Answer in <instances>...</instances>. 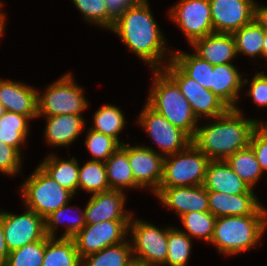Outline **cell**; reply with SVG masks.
Returning <instances> with one entry per match:
<instances>
[{"mask_svg":"<svg viewBox=\"0 0 267 266\" xmlns=\"http://www.w3.org/2000/svg\"><path fill=\"white\" fill-rule=\"evenodd\" d=\"M149 6L148 0L134 3L115 19L110 30L118 34L127 48L151 69H163L166 66L162 62L167 56L166 39Z\"/></svg>","mask_w":267,"mask_h":266,"instance_id":"6da1fadb","label":"cell"},{"mask_svg":"<svg viewBox=\"0 0 267 266\" xmlns=\"http://www.w3.org/2000/svg\"><path fill=\"white\" fill-rule=\"evenodd\" d=\"M243 112L236 107L214 118V122L196 128L192 143L209 160H227L238 150L247 147L259 120L243 118Z\"/></svg>","mask_w":267,"mask_h":266,"instance_id":"7a4b0ae2","label":"cell"},{"mask_svg":"<svg viewBox=\"0 0 267 266\" xmlns=\"http://www.w3.org/2000/svg\"><path fill=\"white\" fill-rule=\"evenodd\" d=\"M154 83L147 104L165 117L172 125L194 137L198 119L177 84L162 70H152Z\"/></svg>","mask_w":267,"mask_h":266,"instance_id":"3957f363","label":"cell"},{"mask_svg":"<svg viewBox=\"0 0 267 266\" xmlns=\"http://www.w3.org/2000/svg\"><path fill=\"white\" fill-rule=\"evenodd\" d=\"M267 228V215L222 216L215 222L211 244L219 253L234 255L253 249L261 243Z\"/></svg>","mask_w":267,"mask_h":266,"instance_id":"277c9868","label":"cell"},{"mask_svg":"<svg viewBox=\"0 0 267 266\" xmlns=\"http://www.w3.org/2000/svg\"><path fill=\"white\" fill-rule=\"evenodd\" d=\"M25 206L42 218L67 205L73 194L60 186L39 165L21 185Z\"/></svg>","mask_w":267,"mask_h":266,"instance_id":"5b68a950","label":"cell"},{"mask_svg":"<svg viewBox=\"0 0 267 266\" xmlns=\"http://www.w3.org/2000/svg\"><path fill=\"white\" fill-rule=\"evenodd\" d=\"M209 161L193 143L182 151L166 156L159 188L203 185Z\"/></svg>","mask_w":267,"mask_h":266,"instance_id":"8992f818","label":"cell"},{"mask_svg":"<svg viewBox=\"0 0 267 266\" xmlns=\"http://www.w3.org/2000/svg\"><path fill=\"white\" fill-rule=\"evenodd\" d=\"M168 59V60H167ZM166 59L162 69L178 86L188 100L191 110L197 119H214L226 113L230 107L212 91L204 88L199 82L189 77L173 60L172 55Z\"/></svg>","mask_w":267,"mask_h":266,"instance_id":"52a82bcc","label":"cell"},{"mask_svg":"<svg viewBox=\"0 0 267 266\" xmlns=\"http://www.w3.org/2000/svg\"><path fill=\"white\" fill-rule=\"evenodd\" d=\"M41 96L38 91V117L63 114L82 115L88 107L83 89L78 86L71 73L65 74L50 84Z\"/></svg>","mask_w":267,"mask_h":266,"instance_id":"ba28073f","label":"cell"},{"mask_svg":"<svg viewBox=\"0 0 267 266\" xmlns=\"http://www.w3.org/2000/svg\"><path fill=\"white\" fill-rule=\"evenodd\" d=\"M131 216L128 230L132 232V253L135 260L149 266H163L168 254V228L159 229Z\"/></svg>","mask_w":267,"mask_h":266,"instance_id":"9c48e42d","label":"cell"},{"mask_svg":"<svg viewBox=\"0 0 267 266\" xmlns=\"http://www.w3.org/2000/svg\"><path fill=\"white\" fill-rule=\"evenodd\" d=\"M138 120L151 140L160 147L159 152H163V157L182 151L192 143V138L185 131L172 125L147 103Z\"/></svg>","mask_w":267,"mask_h":266,"instance_id":"30bf717a","label":"cell"},{"mask_svg":"<svg viewBox=\"0 0 267 266\" xmlns=\"http://www.w3.org/2000/svg\"><path fill=\"white\" fill-rule=\"evenodd\" d=\"M130 221H102L96 224H86L72 239L80 259L97 253L112 245L126 241ZM125 239V240H124Z\"/></svg>","mask_w":267,"mask_h":266,"instance_id":"8fae6325","label":"cell"},{"mask_svg":"<svg viewBox=\"0 0 267 266\" xmlns=\"http://www.w3.org/2000/svg\"><path fill=\"white\" fill-rule=\"evenodd\" d=\"M0 222L9 252L47 237L44 218L28 208L20 215L0 211Z\"/></svg>","mask_w":267,"mask_h":266,"instance_id":"7c38bea8","label":"cell"},{"mask_svg":"<svg viewBox=\"0 0 267 266\" xmlns=\"http://www.w3.org/2000/svg\"><path fill=\"white\" fill-rule=\"evenodd\" d=\"M169 13L190 44L214 33L209 0H180Z\"/></svg>","mask_w":267,"mask_h":266,"instance_id":"4fadbf2b","label":"cell"},{"mask_svg":"<svg viewBox=\"0 0 267 266\" xmlns=\"http://www.w3.org/2000/svg\"><path fill=\"white\" fill-rule=\"evenodd\" d=\"M215 33L233 34L255 17L254 0H209Z\"/></svg>","mask_w":267,"mask_h":266,"instance_id":"5bb4252c","label":"cell"},{"mask_svg":"<svg viewBox=\"0 0 267 266\" xmlns=\"http://www.w3.org/2000/svg\"><path fill=\"white\" fill-rule=\"evenodd\" d=\"M164 158L152 147L128 145L129 165L140 188L149 186L153 193L159 189L163 178Z\"/></svg>","mask_w":267,"mask_h":266,"instance_id":"9a60e30c","label":"cell"},{"mask_svg":"<svg viewBox=\"0 0 267 266\" xmlns=\"http://www.w3.org/2000/svg\"><path fill=\"white\" fill-rule=\"evenodd\" d=\"M124 191L108 190L93 194L84 208L86 224L102 221H130L132 213L125 212Z\"/></svg>","mask_w":267,"mask_h":266,"instance_id":"2e32d148","label":"cell"},{"mask_svg":"<svg viewBox=\"0 0 267 266\" xmlns=\"http://www.w3.org/2000/svg\"><path fill=\"white\" fill-rule=\"evenodd\" d=\"M154 194L164 205L175 210L179 218L192 211H209L208 191L203 185L159 188Z\"/></svg>","mask_w":267,"mask_h":266,"instance_id":"e0dca14e","label":"cell"},{"mask_svg":"<svg viewBox=\"0 0 267 266\" xmlns=\"http://www.w3.org/2000/svg\"><path fill=\"white\" fill-rule=\"evenodd\" d=\"M209 211L216 217L267 215V209L260 204L254 193L227 194L208 191Z\"/></svg>","mask_w":267,"mask_h":266,"instance_id":"ac0fdd59","label":"cell"},{"mask_svg":"<svg viewBox=\"0 0 267 266\" xmlns=\"http://www.w3.org/2000/svg\"><path fill=\"white\" fill-rule=\"evenodd\" d=\"M38 90L24 83L0 79V103L6 111L38 117Z\"/></svg>","mask_w":267,"mask_h":266,"instance_id":"d6986e66","label":"cell"},{"mask_svg":"<svg viewBox=\"0 0 267 266\" xmlns=\"http://www.w3.org/2000/svg\"><path fill=\"white\" fill-rule=\"evenodd\" d=\"M207 191L227 194L254 193L226 162V160H210L208 162L203 183Z\"/></svg>","mask_w":267,"mask_h":266,"instance_id":"ffe728a7","label":"cell"},{"mask_svg":"<svg viewBox=\"0 0 267 266\" xmlns=\"http://www.w3.org/2000/svg\"><path fill=\"white\" fill-rule=\"evenodd\" d=\"M191 46L195 54L208 61L211 65L229 64L237 56L233 34L212 33L196 39Z\"/></svg>","mask_w":267,"mask_h":266,"instance_id":"44dd1931","label":"cell"},{"mask_svg":"<svg viewBox=\"0 0 267 266\" xmlns=\"http://www.w3.org/2000/svg\"><path fill=\"white\" fill-rule=\"evenodd\" d=\"M247 83L231 63L214 65L211 71V91L230 108H236L241 87Z\"/></svg>","mask_w":267,"mask_h":266,"instance_id":"7402d4cb","label":"cell"},{"mask_svg":"<svg viewBox=\"0 0 267 266\" xmlns=\"http://www.w3.org/2000/svg\"><path fill=\"white\" fill-rule=\"evenodd\" d=\"M46 118L44 136L47 143L54 147L71 145L75 139L79 138L86 125L82 115L63 114Z\"/></svg>","mask_w":267,"mask_h":266,"instance_id":"603a6c76","label":"cell"},{"mask_svg":"<svg viewBox=\"0 0 267 266\" xmlns=\"http://www.w3.org/2000/svg\"><path fill=\"white\" fill-rule=\"evenodd\" d=\"M104 163L108 185L111 190L123 191L125 187H140L135 182L129 165L128 145L126 143H123Z\"/></svg>","mask_w":267,"mask_h":266,"instance_id":"cb8c5ba5","label":"cell"},{"mask_svg":"<svg viewBox=\"0 0 267 266\" xmlns=\"http://www.w3.org/2000/svg\"><path fill=\"white\" fill-rule=\"evenodd\" d=\"M42 266H81L74 240L46 237Z\"/></svg>","mask_w":267,"mask_h":266,"instance_id":"d4e9b609","label":"cell"},{"mask_svg":"<svg viewBox=\"0 0 267 266\" xmlns=\"http://www.w3.org/2000/svg\"><path fill=\"white\" fill-rule=\"evenodd\" d=\"M60 186L69 190L73 195L78 189L79 163L76 158L62 160L57 156L48 155L39 165Z\"/></svg>","mask_w":267,"mask_h":266,"instance_id":"484cf974","label":"cell"},{"mask_svg":"<svg viewBox=\"0 0 267 266\" xmlns=\"http://www.w3.org/2000/svg\"><path fill=\"white\" fill-rule=\"evenodd\" d=\"M31 119L28 116L6 111L0 118V142L8 144L21 151V145L26 142Z\"/></svg>","mask_w":267,"mask_h":266,"instance_id":"4316f807","label":"cell"},{"mask_svg":"<svg viewBox=\"0 0 267 266\" xmlns=\"http://www.w3.org/2000/svg\"><path fill=\"white\" fill-rule=\"evenodd\" d=\"M133 259L131 244L126 240L82 258L81 266H127Z\"/></svg>","mask_w":267,"mask_h":266,"instance_id":"83f0119b","label":"cell"},{"mask_svg":"<svg viewBox=\"0 0 267 266\" xmlns=\"http://www.w3.org/2000/svg\"><path fill=\"white\" fill-rule=\"evenodd\" d=\"M226 162L231 166L233 171L252 189L258 182L263 171L256 159L253 149L250 145L238 150L231 155Z\"/></svg>","mask_w":267,"mask_h":266,"instance_id":"f1b7e54d","label":"cell"},{"mask_svg":"<svg viewBox=\"0 0 267 266\" xmlns=\"http://www.w3.org/2000/svg\"><path fill=\"white\" fill-rule=\"evenodd\" d=\"M233 36L237 54L242 53L252 58L259 55L262 58L265 31L255 19L234 32Z\"/></svg>","mask_w":267,"mask_h":266,"instance_id":"f546056e","label":"cell"},{"mask_svg":"<svg viewBox=\"0 0 267 266\" xmlns=\"http://www.w3.org/2000/svg\"><path fill=\"white\" fill-rule=\"evenodd\" d=\"M172 60L192 79L211 91V71L214 65L200 58L195 53L187 54L177 50Z\"/></svg>","mask_w":267,"mask_h":266,"instance_id":"4dcf8cb0","label":"cell"},{"mask_svg":"<svg viewBox=\"0 0 267 266\" xmlns=\"http://www.w3.org/2000/svg\"><path fill=\"white\" fill-rule=\"evenodd\" d=\"M79 189L85 190L92 195L111 190L108 185L106 166L103 161L90 160L82 167L79 165Z\"/></svg>","mask_w":267,"mask_h":266,"instance_id":"1f68e13d","label":"cell"},{"mask_svg":"<svg viewBox=\"0 0 267 266\" xmlns=\"http://www.w3.org/2000/svg\"><path fill=\"white\" fill-rule=\"evenodd\" d=\"M93 118L94 127L90 129L111 136L121 145L123 144L118 139V135L126 122L122 111L118 107L108 104L104 105L95 112Z\"/></svg>","mask_w":267,"mask_h":266,"instance_id":"d6a6232c","label":"cell"},{"mask_svg":"<svg viewBox=\"0 0 267 266\" xmlns=\"http://www.w3.org/2000/svg\"><path fill=\"white\" fill-rule=\"evenodd\" d=\"M192 238L184 231L174 227L168 228V254L165 265L186 266L190 257Z\"/></svg>","mask_w":267,"mask_h":266,"instance_id":"836d02e7","label":"cell"},{"mask_svg":"<svg viewBox=\"0 0 267 266\" xmlns=\"http://www.w3.org/2000/svg\"><path fill=\"white\" fill-rule=\"evenodd\" d=\"M216 217L210 212H189L180 217L181 223L185 227V233L191 238H201L207 242H211Z\"/></svg>","mask_w":267,"mask_h":266,"instance_id":"e575fe53","label":"cell"},{"mask_svg":"<svg viewBox=\"0 0 267 266\" xmlns=\"http://www.w3.org/2000/svg\"><path fill=\"white\" fill-rule=\"evenodd\" d=\"M69 205H64L60 207L57 211L50 213L44 218L45 232L46 236L49 238H55L57 225L62 224L63 216H65L66 210L71 211L74 207H68ZM73 219V218H71ZM70 222V221H69ZM68 222V223H69ZM85 216L84 210L78 218L71 220L69 224L66 223V231L63 233L61 238H73L78 232H80L85 227Z\"/></svg>","mask_w":267,"mask_h":266,"instance_id":"d590c367","label":"cell"},{"mask_svg":"<svg viewBox=\"0 0 267 266\" xmlns=\"http://www.w3.org/2000/svg\"><path fill=\"white\" fill-rule=\"evenodd\" d=\"M87 22L111 29L115 18L108 12L104 0H72Z\"/></svg>","mask_w":267,"mask_h":266,"instance_id":"8d00e7d4","label":"cell"},{"mask_svg":"<svg viewBox=\"0 0 267 266\" xmlns=\"http://www.w3.org/2000/svg\"><path fill=\"white\" fill-rule=\"evenodd\" d=\"M45 239L9 252L6 266H42Z\"/></svg>","mask_w":267,"mask_h":266,"instance_id":"74e56055","label":"cell"},{"mask_svg":"<svg viewBox=\"0 0 267 266\" xmlns=\"http://www.w3.org/2000/svg\"><path fill=\"white\" fill-rule=\"evenodd\" d=\"M86 136V147L92 155L91 160L105 162L121 144L113 137L93 131L89 128Z\"/></svg>","mask_w":267,"mask_h":266,"instance_id":"f35d334b","label":"cell"},{"mask_svg":"<svg viewBox=\"0 0 267 266\" xmlns=\"http://www.w3.org/2000/svg\"><path fill=\"white\" fill-rule=\"evenodd\" d=\"M21 156V152L16 148L0 142V172L11 176L20 172Z\"/></svg>","mask_w":267,"mask_h":266,"instance_id":"ab89813d","label":"cell"},{"mask_svg":"<svg viewBox=\"0 0 267 266\" xmlns=\"http://www.w3.org/2000/svg\"><path fill=\"white\" fill-rule=\"evenodd\" d=\"M249 145L264 173L267 170V133L258 126L251 135Z\"/></svg>","mask_w":267,"mask_h":266,"instance_id":"60d3db41","label":"cell"},{"mask_svg":"<svg viewBox=\"0 0 267 266\" xmlns=\"http://www.w3.org/2000/svg\"><path fill=\"white\" fill-rule=\"evenodd\" d=\"M252 78L250 88L246 94L252 96L253 101L259 107H265L267 106V75L257 72Z\"/></svg>","mask_w":267,"mask_h":266,"instance_id":"b9f144b4","label":"cell"},{"mask_svg":"<svg viewBox=\"0 0 267 266\" xmlns=\"http://www.w3.org/2000/svg\"><path fill=\"white\" fill-rule=\"evenodd\" d=\"M108 12L116 19L123 14L134 3L142 2L145 0H104Z\"/></svg>","mask_w":267,"mask_h":266,"instance_id":"7bdbcfd3","label":"cell"},{"mask_svg":"<svg viewBox=\"0 0 267 266\" xmlns=\"http://www.w3.org/2000/svg\"><path fill=\"white\" fill-rule=\"evenodd\" d=\"M9 250L6 245L3 225L0 222V266H6Z\"/></svg>","mask_w":267,"mask_h":266,"instance_id":"ee69618b","label":"cell"},{"mask_svg":"<svg viewBox=\"0 0 267 266\" xmlns=\"http://www.w3.org/2000/svg\"><path fill=\"white\" fill-rule=\"evenodd\" d=\"M254 19L261 25L264 31H267V6L255 3V17Z\"/></svg>","mask_w":267,"mask_h":266,"instance_id":"f6af8a7d","label":"cell"},{"mask_svg":"<svg viewBox=\"0 0 267 266\" xmlns=\"http://www.w3.org/2000/svg\"><path fill=\"white\" fill-rule=\"evenodd\" d=\"M2 5H0V9H1ZM5 20H6V17L4 15V13H2V11H0V36H2L3 32H4V29H5Z\"/></svg>","mask_w":267,"mask_h":266,"instance_id":"bcb514c9","label":"cell"},{"mask_svg":"<svg viewBox=\"0 0 267 266\" xmlns=\"http://www.w3.org/2000/svg\"><path fill=\"white\" fill-rule=\"evenodd\" d=\"M262 57L267 58V31H265V36H264V39H263Z\"/></svg>","mask_w":267,"mask_h":266,"instance_id":"7dc6e473","label":"cell"},{"mask_svg":"<svg viewBox=\"0 0 267 266\" xmlns=\"http://www.w3.org/2000/svg\"><path fill=\"white\" fill-rule=\"evenodd\" d=\"M127 266H149V265L133 259Z\"/></svg>","mask_w":267,"mask_h":266,"instance_id":"c3c4849f","label":"cell"},{"mask_svg":"<svg viewBox=\"0 0 267 266\" xmlns=\"http://www.w3.org/2000/svg\"><path fill=\"white\" fill-rule=\"evenodd\" d=\"M258 126L267 133V122L265 124L259 122Z\"/></svg>","mask_w":267,"mask_h":266,"instance_id":"681fc988","label":"cell"},{"mask_svg":"<svg viewBox=\"0 0 267 266\" xmlns=\"http://www.w3.org/2000/svg\"><path fill=\"white\" fill-rule=\"evenodd\" d=\"M6 109L5 107L0 103V118L5 114Z\"/></svg>","mask_w":267,"mask_h":266,"instance_id":"f907efd6","label":"cell"}]
</instances>
